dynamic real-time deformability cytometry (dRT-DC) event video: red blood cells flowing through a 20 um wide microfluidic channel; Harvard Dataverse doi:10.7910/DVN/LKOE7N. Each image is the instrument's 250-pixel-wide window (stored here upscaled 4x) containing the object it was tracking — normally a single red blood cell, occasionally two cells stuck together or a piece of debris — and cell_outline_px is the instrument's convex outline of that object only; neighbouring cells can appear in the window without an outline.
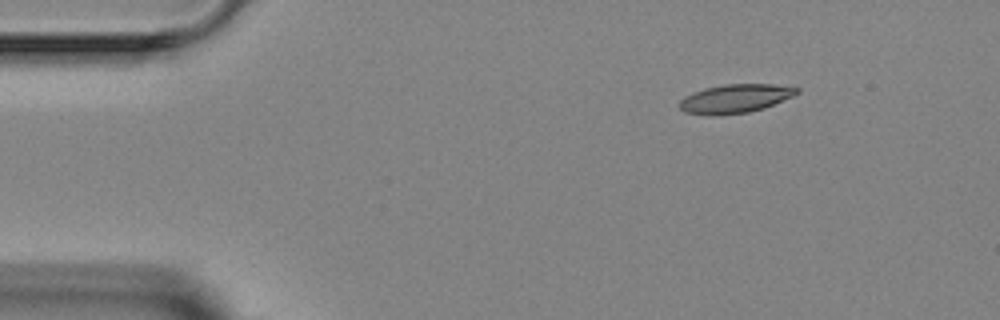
{"species": "Egyptian fruit bat (a non-hibernating species)", "species_latin": "Rousettus aegyptiacus", "temperature_condition": "room temperature", "stored_images_in_passage": 2, "camera_frame_rate_fps": 3000, "um_per_image_px": 0.085, "animal": {"sex": "female"}, "frame": {"image": 1, "passage_image": 2, "time_ms": 1.333, "image_size_px": [1000, 320], "cell_outline_px": [[800, 92], [792, 96], [764, 108], [748, 112], [712, 116], [708, 116], [684, 112], [680, 108], [680, 100], [684, 96], [692, 92], [704, 88], [724, 84], [772, 84], [800, 88]], "centroid_in_image_um": [62.45, 8.38], "position_along_channel_um": 22.5, "area_um2": 19.71}}